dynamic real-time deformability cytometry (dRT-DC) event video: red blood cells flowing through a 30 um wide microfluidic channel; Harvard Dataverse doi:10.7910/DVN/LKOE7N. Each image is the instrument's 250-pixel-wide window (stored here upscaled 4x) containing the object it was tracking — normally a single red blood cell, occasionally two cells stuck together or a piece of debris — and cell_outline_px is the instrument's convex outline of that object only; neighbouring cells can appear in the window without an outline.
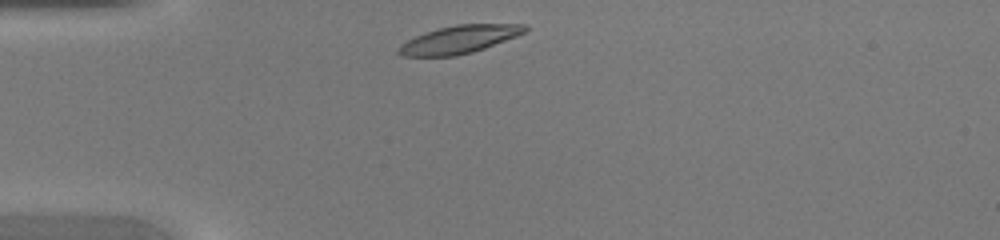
{"species": "common noctule bat (a hibernating species)", "species_latin": "Nyctalus noctula", "temperature_condition": "warm", "stored_images_in_passage": 28, "camera_frame_rate_fps": 3000, "um_per_image_px": 0.085, "animal": {"sex": "female", "body_mass_g": 20.0, "forearm_length_mm": 54.0}, "frame": {"image": 1, "passage_image": 1, "time_ms": 0.0, "image_size_px": [1000, 240], "cell_outline_px": [[528, 28], [524, 32], [516, 36], [484, 48], [472, 52], [456, 56], [400, 56], [396, 52], [396, 48], [400, 44], [416, 36], [440, 28], [456, 24], [524, 24]], "centroid_in_image_um": [38.99, 3.36], "position_along_channel_um": 46.0, "area_um2": 20.29}}
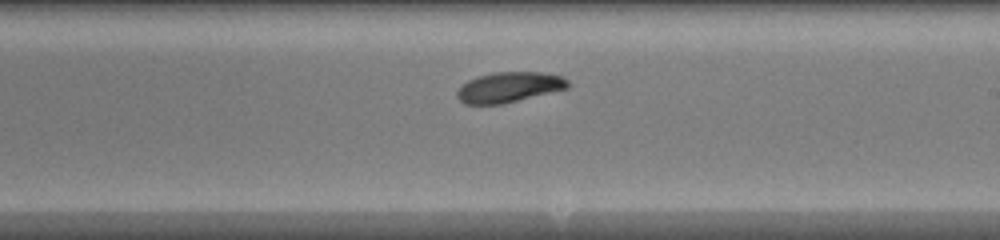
{"frame": {"image": 2, "passage_image": 16, "time_ms": 5.0, "image_size_px": [1000, 240], "cell_outline_px": [[568, 88], [504, 104], [464, 104], [456, 96], [456, 92], [468, 80], [480, 76], [496, 72], [544, 72], [560, 76], [568, 80]], "centroid_in_image_um": [43.28, 7.42], "position_along_channel_um": 245.7, "area_um2": 19.42}}
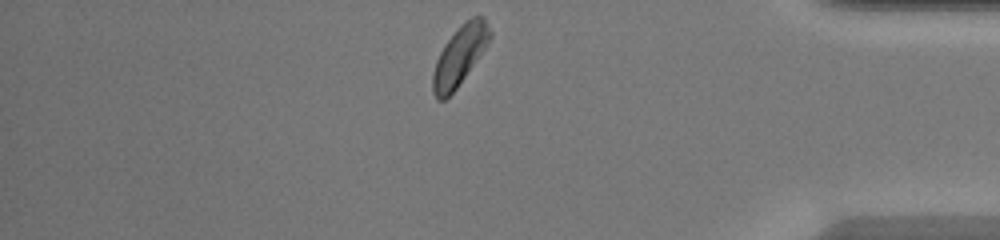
{"frame": {"image": 3, "passage_image": 28, "time_ms": 9.0, "image_size_px": [1000, 240], "cell_outline_px": [[492, 36], [484, 48], [456, 88], [444, 100], [436, 100], [432, 92], [432, 72], [436, 60], [444, 44], [460, 24], [472, 16], [484, 16], [492, 32]], "centroid_in_image_um": [39.04, 4.71], "position_along_channel_um": 396.2, "area_um2": 19.54}}